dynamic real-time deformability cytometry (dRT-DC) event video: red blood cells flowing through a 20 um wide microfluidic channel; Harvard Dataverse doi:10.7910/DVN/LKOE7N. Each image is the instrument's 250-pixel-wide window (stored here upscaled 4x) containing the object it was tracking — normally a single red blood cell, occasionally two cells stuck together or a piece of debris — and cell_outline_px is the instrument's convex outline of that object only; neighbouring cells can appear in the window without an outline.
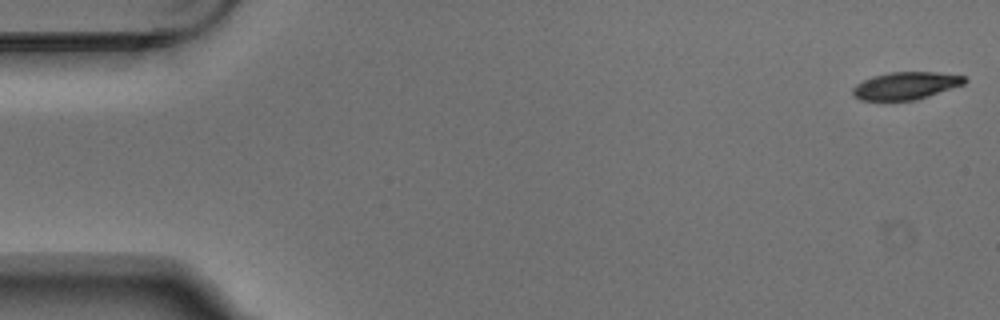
{"species": "Egyptian fruit bat (a non-hibernating species)", "species_latin": "Rousettus aegyptiacus", "temperature_condition": "warm", "stored_images_in_passage": 5, "camera_frame_rate_fps": 3000, "um_per_image_px": 0.085, "animal": {"sex": "male"}, "frame": {"image": 1, "passage_image": 1, "time_ms": 0.0, "image_size_px": [1000, 320], "cell_outline_px": [[968, 80], [964, 84], [916, 100], [860, 100], [852, 96], [852, 88], [856, 84], [872, 76], [888, 72], [936, 72], [964, 76]], "centroid_in_image_um": [76.96, 7.28], "position_along_channel_um": 8.0, "area_um2": 17.92}}
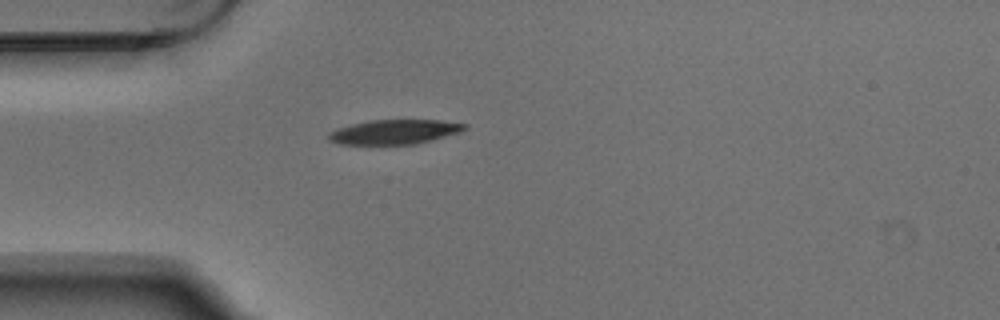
{"frame": {"image": 2, "passage_image": 5, "time_ms": 1.333, "image_size_px": [1000, 320], "cell_outline_px": [[468, 128], [460, 132], [416, 144], [340, 144], [328, 140], [328, 132], [352, 124], [372, 120], [440, 120], [468, 124]], "centroid_in_image_um": [33.56, 11.21], "position_along_channel_um": 51.4, "area_um2": 19.31}}